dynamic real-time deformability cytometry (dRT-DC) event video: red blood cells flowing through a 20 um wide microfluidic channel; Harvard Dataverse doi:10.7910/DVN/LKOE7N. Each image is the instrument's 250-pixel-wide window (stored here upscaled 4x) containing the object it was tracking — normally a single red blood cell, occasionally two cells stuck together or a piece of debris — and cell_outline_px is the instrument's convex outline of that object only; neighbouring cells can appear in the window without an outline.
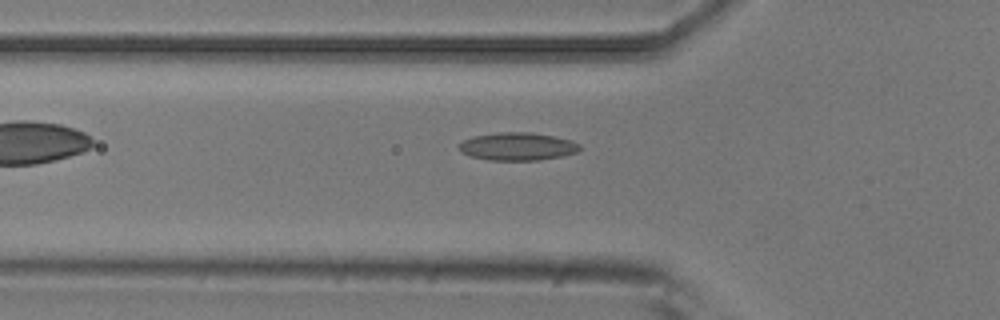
{"species": "common noctule bat (a hibernating species)", "species_latin": "Nyctalus noctula", "temperature_condition": "room temperature", "stored_images_in_passage": 6, "camera_frame_rate_fps": 3000, "um_per_image_px": 0.085, "animal": {"sex": "male", "body_mass_g": 20.5, "forearm_length_mm": 52.5}, "frame": {"image": 1, "passage_image": 6, "time_ms": 1.667, "image_size_px": [1000, 320], "cell_outline_px": [[580, 148], [576, 152], [560, 156], [536, 160], [488, 160], [472, 156], [460, 152], [456, 144], [472, 136], [496, 132], [528, 132], [552, 136], [572, 140], [580, 144]], "centroid_in_image_um": [43.92, 12.44], "position_along_channel_um": 81.9, "area_um2": 19.59}}